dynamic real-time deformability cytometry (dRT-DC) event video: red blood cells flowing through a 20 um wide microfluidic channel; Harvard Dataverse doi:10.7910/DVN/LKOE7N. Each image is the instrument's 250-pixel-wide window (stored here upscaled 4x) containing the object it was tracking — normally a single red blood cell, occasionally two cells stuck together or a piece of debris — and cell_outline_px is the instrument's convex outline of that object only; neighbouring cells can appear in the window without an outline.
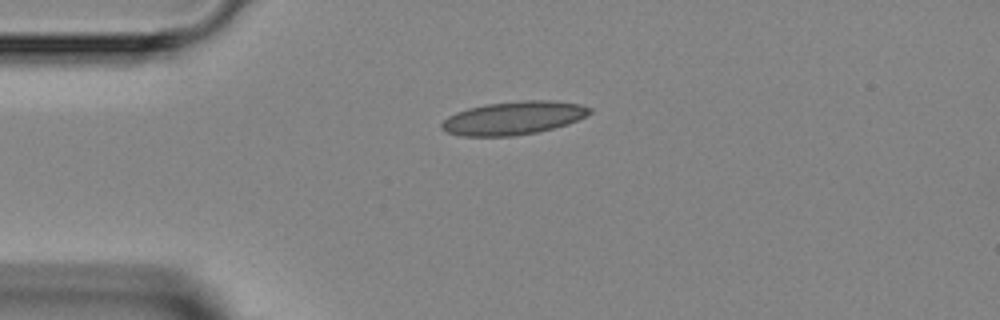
{"species": "Egyptian fruit bat (a non-hibernating species)", "species_latin": "Rousettus aegyptiacus", "temperature_condition": "room temperature", "stored_images_in_passage": 5, "camera_frame_rate_fps": 3000, "um_per_image_px": 0.085, "animal": {"sex": "female"}, "frame": {"image": 1, "passage_image": 1, "time_ms": 0.0, "image_size_px": [1000, 320], "cell_outline_px": [[592, 112], [568, 124], [536, 132], [512, 136], [460, 136], [448, 132], [440, 128], [440, 124], [448, 116], [456, 112], [468, 108], [484, 104], [520, 100], [556, 100], [580, 104], [592, 108]], "centroid_in_image_um": [43.63, 10.02], "position_along_channel_um": 41.4, "area_um2": 28.78}}
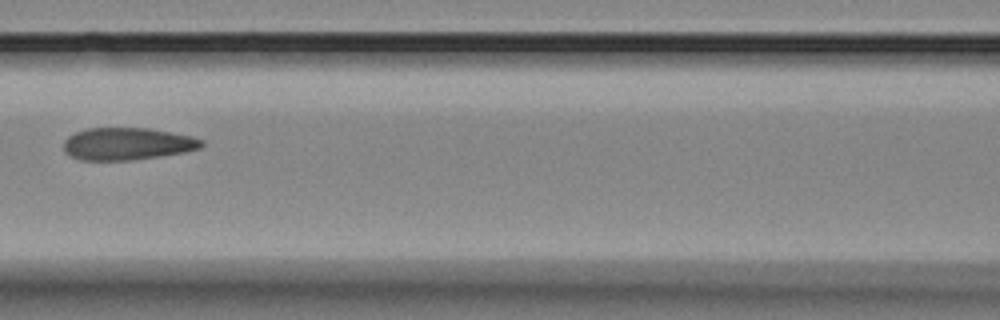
{"frame": {"image": 2, "passage_image": 4, "time_ms": 3.333, "image_size_px": [1000, 320], "cell_outline_px": [[204, 144], [200, 148], [184, 152], [132, 160], [80, 160], [64, 152], [64, 140], [68, 136], [76, 132], [88, 128], [148, 128], [192, 136], [204, 140]], "centroid_in_image_um": [10.82, 12.22], "position_along_channel_um": 155.8, "area_um2": 25.89}}
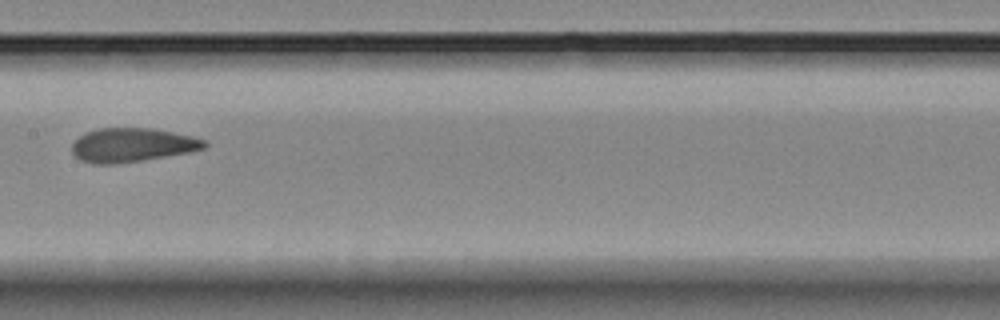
{"frame": {"image": 3, "passage_image": 5, "time_ms": 4.333, "image_size_px": [1000, 320], "cell_outline_px": [[208, 144], [204, 148], [192, 152], [144, 160], [116, 164], [92, 164], [80, 160], [72, 156], [72, 144], [84, 132], [100, 128], [148, 128], [172, 132], [192, 136], [204, 140]], "centroid_in_image_um": [11.2, 12.34], "position_along_channel_um": 196.2, "area_um2": 26.36}}